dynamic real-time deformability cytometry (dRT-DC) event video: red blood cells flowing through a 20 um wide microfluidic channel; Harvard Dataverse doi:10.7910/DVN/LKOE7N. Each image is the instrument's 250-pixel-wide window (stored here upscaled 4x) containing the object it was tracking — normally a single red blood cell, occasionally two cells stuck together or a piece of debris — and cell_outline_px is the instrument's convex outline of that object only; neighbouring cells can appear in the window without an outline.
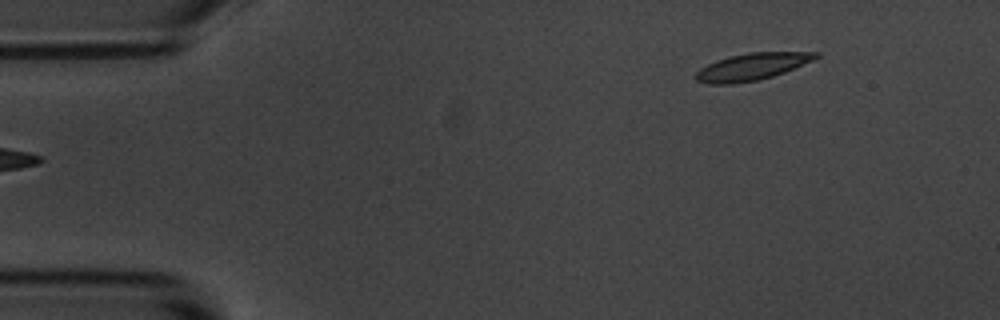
{"species": "common noctule bat (a hibernating species)", "species_latin": "Nyctalus noctula", "temperature_condition": "room temperature", "stored_images_in_passage": 5, "camera_frame_rate_fps": 3000, "um_per_image_px": 0.085, "animal": {"sex": "male", "body_mass_g": 20.1, "forearm_length_mm": 53.5}, "frame": {"image": 1, "passage_image": 5, "time_ms": 4.667, "image_size_px": [1000, 320], "cell_outline_px": [[820, 56], [812, 60], [784, 72], [772, 76], [756, 80], [732, 84], [708, 84], [696, 80], [696, 72], [700, 68], [716, 60], [728, 56], [748, 52], [820, 52]], "centroid_in_image_um": [63.89, 5.66], "position_along_channel_um": 21.1, "area_um2": 18.73}}